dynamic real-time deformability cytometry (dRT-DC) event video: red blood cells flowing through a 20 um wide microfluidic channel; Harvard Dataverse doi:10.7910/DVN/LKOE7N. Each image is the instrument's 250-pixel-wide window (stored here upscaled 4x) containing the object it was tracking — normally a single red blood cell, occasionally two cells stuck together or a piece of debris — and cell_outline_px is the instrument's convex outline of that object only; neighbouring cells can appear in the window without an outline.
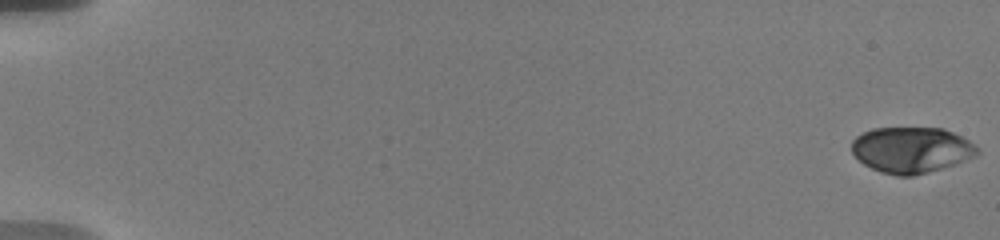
{"species": "human", "species_latin": "Homo sapiens", "temperature_condition": "warm", "stored_images_in_passage": 51, "camera_frame_rate_fps": 3000, "um_per_image_px": 0.085, "donor": {"sex": "male"}, "frame": {"image": 1, "passage_image": 1, "time_ms": 0.0, "image_size_px": [1000, 240], "cell_outline_px": [[980, 152], [976, 156], [956, 164], [928, 172], [912, 176], [896, 176], [880, 172], [864, 164], [852, 152], [852, 140], [856, 136], [872, 128], [944, 128], [968, 140]], "centroid_in_image_um": [77.46, 12.74], "position_along_channel_um": 7.5, "area_um2": 33.52}}
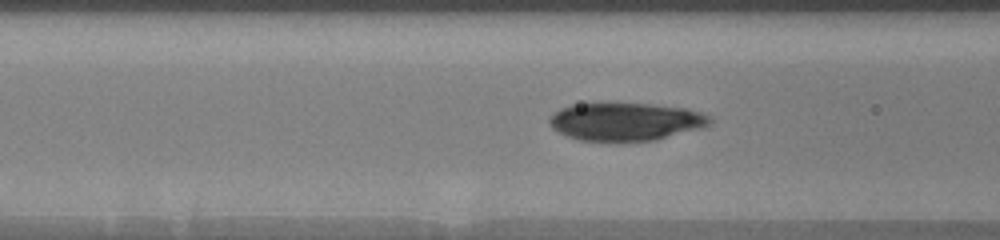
{"frame": {"image": 2, "passage_image": 22, "time_ms": 8.0, "image_size_px": [1000, 240], "cell_outline_px": [[712, 124], [700, 128], [656, 140], [620, 144], [616, 144], [580, 140], [568, 136], [552, 128], [548, 124], [548, 116], [552, 112], [560, 108], [572, 104], [652, 104], [688, 108], [712, 116]], "centroid_in_image_um": [53.16, 10.37], "position_along_channel_um": 113.4, "area_um2": 36.47}}
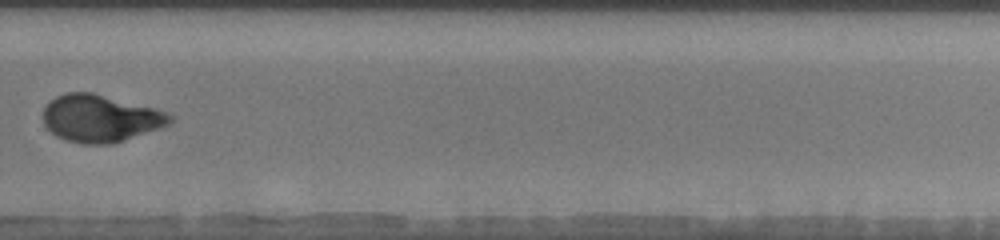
{"frame": {"image": 3, "passage_image": 40, "time_ms": 13.667, "image_size_px": [1000, 240], "cell_outline_px": [[176, 116], [168, 124], [160, 128], [112, 144], [84, 144], [64, 140], [56, 136], [44, 124], [44, 108], [48, 100], [56, 96], [68, 92], [92, 92], [156, 108], [168, 112]], "centroid_in_image_um": [8.54, 10.05], "position_along_channel_um": 321.3, "area_um2": 35.14}, "authors_computed_cell_mechanics": {"area_um2": 34.6222, "velocity_mm_per_s": 3.6736, "shape_relaxation_time_tau1_ms": 5.8875, "shape_relaxation_time_tau2_ms": 0.7594, "deformation_change_tau1": 0.2076, "deformation_change_tau2": 0.0427}}